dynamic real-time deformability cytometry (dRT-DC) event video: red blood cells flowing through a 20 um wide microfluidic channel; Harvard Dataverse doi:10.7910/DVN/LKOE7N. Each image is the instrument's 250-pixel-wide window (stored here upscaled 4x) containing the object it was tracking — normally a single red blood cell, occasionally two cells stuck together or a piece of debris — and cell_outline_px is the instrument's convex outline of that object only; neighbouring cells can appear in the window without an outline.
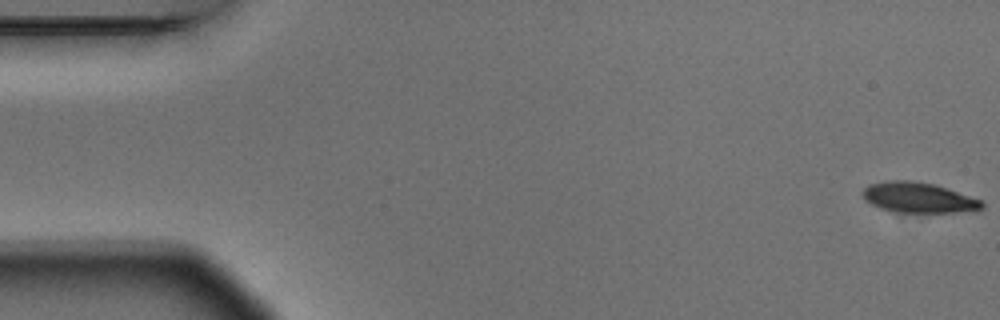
{"species": "Egyptian fruit bat (a non-hibernating species)", "species_latin": "Rousettus aegyptiacus", "temperature_condition": "warm", "stored_images_in_passage": 5, "camera_frame_rate_fps": 3000, "um_per_image_px": 0.085, "animal": {"sex": "male"}, "frame": {"image": 1, "passage_image": 1, "time_ms": 0.0, "image_size_px": [1000, 320], "cell_outline_px": [[984, 208], [976, 212], [904, 212], [880, 208], [864, 200], [860, 192], [868, 184], [888, 180], [908, 180], [936, 184], [980, 200], [984, 204]], "centroid_in_image_um": [78.07, 16.79], "position_along_channel_um": 6.9, "area_um2": 21.21}}
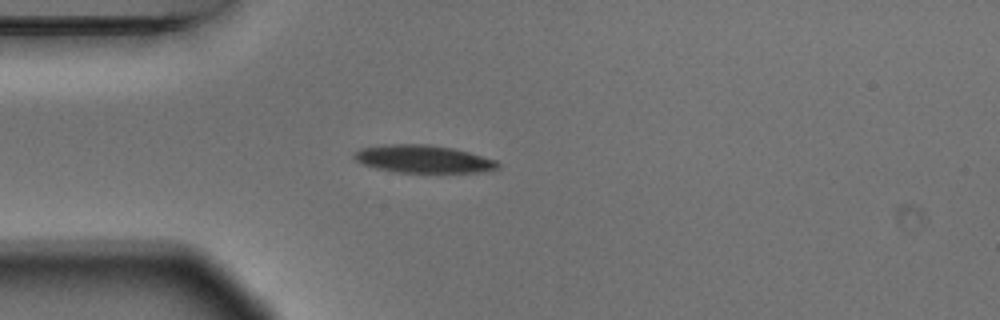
{"frame": {"image": 2, "passage_image": 5, "time_ms": 1.333, "image_size_px": [1000, 320], "cell_outline_px": [[500, 168], [484, 172], [396, 172], [376, 168], [364, 164], [356, 160], [352, 156], [352, 152], [360, 148], [384, 144], [428, 144], [452, 148], [468, 152], [496, 160], [500, 164]], "centroid_in_image_um": [35.96, 13.51], "position_along_channel_um": 49.0, "area_um2": 23.24}}